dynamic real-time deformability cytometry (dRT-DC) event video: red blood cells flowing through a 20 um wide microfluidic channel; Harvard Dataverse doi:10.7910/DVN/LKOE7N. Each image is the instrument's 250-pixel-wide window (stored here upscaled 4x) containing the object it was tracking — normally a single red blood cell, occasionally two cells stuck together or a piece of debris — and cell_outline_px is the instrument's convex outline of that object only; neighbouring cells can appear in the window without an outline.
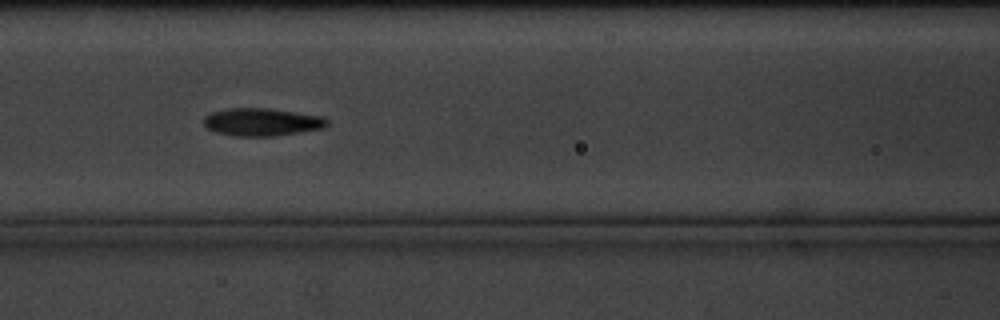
{"species": "common noctule bat (a hibernating species)", "species_latin": "Nyctalus noctula", "temperature_condition": "cold", "stored_images_in_passage": 8, "camera_frame_rate_fps": 3000, "um_per_image_px": 0.085, "animal": {"sex": "male", "body_mass_g": 20.1, "forearm_length_mm": 53.5}, "frame": {"image": 1, "passage_image": 6, "time_ms": 6.667, "image_size_px": [1000, 320], "cell_outline_px": [[328, 124], [324, 128], [276, 136], [232, 136], [216, 132], [208, 128], [204, 124], [204, 116], [212, 112], [228, 108], [268, 108], [324, 116], [328, 120]], "centroid_in_image_um": [22.28, 10.37], "position_along_channel_um": 144.3, "area_um2": 20.06}}